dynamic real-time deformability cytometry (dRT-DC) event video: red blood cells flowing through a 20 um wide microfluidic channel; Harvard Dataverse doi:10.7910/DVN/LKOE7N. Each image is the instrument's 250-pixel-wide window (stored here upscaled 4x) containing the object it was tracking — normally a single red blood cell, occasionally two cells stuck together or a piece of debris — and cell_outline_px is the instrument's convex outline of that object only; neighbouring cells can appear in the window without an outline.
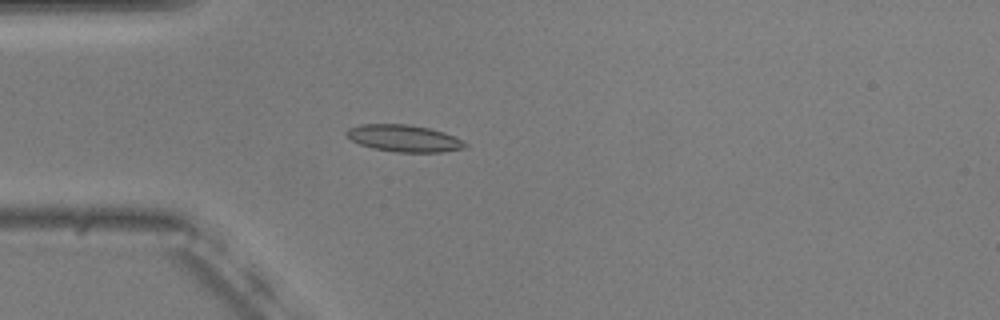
{"species": "common noctule bat (a hibernating species)", "species_latin": "Nyctalus noctula", "temperature_condition": "warm", "stored_images_in_passage": 48, "camera_frame_rate_fps": 3000, "um_per_image_px": 0.085, "animal": {"sex": "male", "body_mass_g": 20.5, "forearm_length_mm": 52.5}, "frame": {"image": 1, "passage_image": 9, "time_ms": 2.667, "image_size_px": [1000, 320], "cell_outline_px": [[468, 148], [440, 152], [396, 152], [372, 148], [360, 144], [352, 140], [344, 132], [348, 128], [360, 124], [408, 124], [428, 128], [444, 132], [464, 140], [468, 144]], "centroid_in_image_um": [34.37, 11.76], "position_along_channel_um": 50.6, "area_um2": 18.73}}
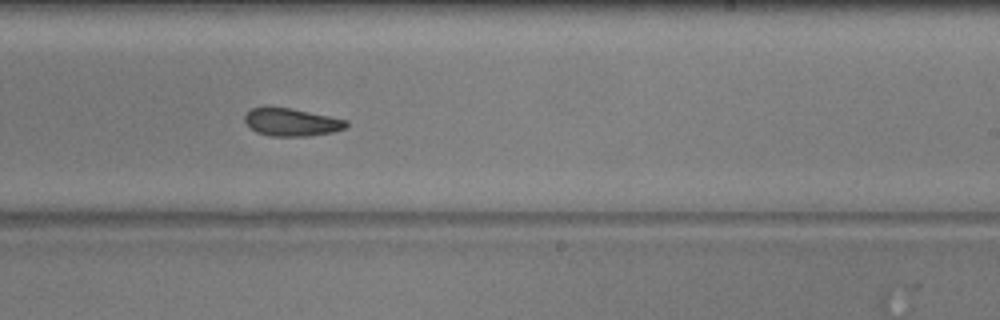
{"frame": {"image": 2, "passage_image": 27, "time_ms": 8.667, "image_size_px": [1000, 320], "cell_outline_px": [[348, 124], [344, 128], [332, 132], [308, 136], [272, 136], [256, 132], [244, 120], [244, 116], [252, 108], [292, 108], [348, 120]], "centroid_in_image_um": [24.81, 10.39], "position_along_channel_um": 264.2, "area_um2": 16.13}}
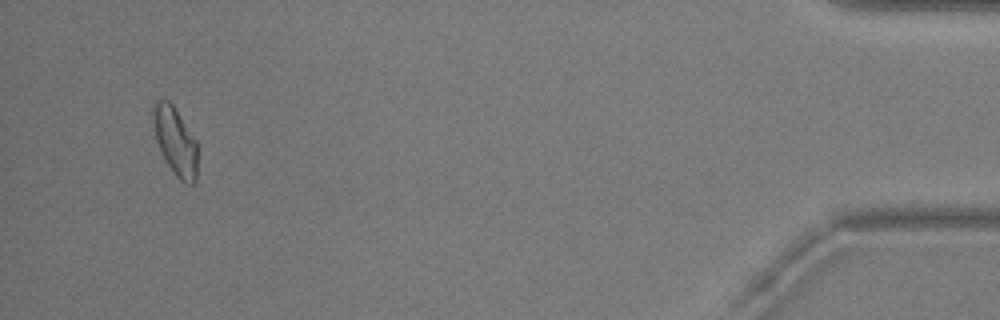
{"frame": {"image": 3, "passage_image": 46, "time_ms": 15.0, "image_size_px": [1000, 320], "cell_outline_px": [[196, 180], [192, 184], [184, 184], [172, 172], [164, 160], [160, 152], [156, 140], [152, 120], [152, 104], [156, 100], [168, 100], [172, 104], [196, 140]], "centroid_in_image_um": [14.86, 12.01], "position_along_channel_um": 420.3, "area_um2": 17.69}, "authors_computed_cell_mechanics": {"area_um2": 17.3689, "velocity_mm_per_s": 3.6949, "shape_relaxation_time_tau1_ms": 10.3416, "shape_relaxation_time_tau2_ms": 4.8289, "deformation_change_tau1": 0.1718, "deformation_change_tau2": 0.1037}}